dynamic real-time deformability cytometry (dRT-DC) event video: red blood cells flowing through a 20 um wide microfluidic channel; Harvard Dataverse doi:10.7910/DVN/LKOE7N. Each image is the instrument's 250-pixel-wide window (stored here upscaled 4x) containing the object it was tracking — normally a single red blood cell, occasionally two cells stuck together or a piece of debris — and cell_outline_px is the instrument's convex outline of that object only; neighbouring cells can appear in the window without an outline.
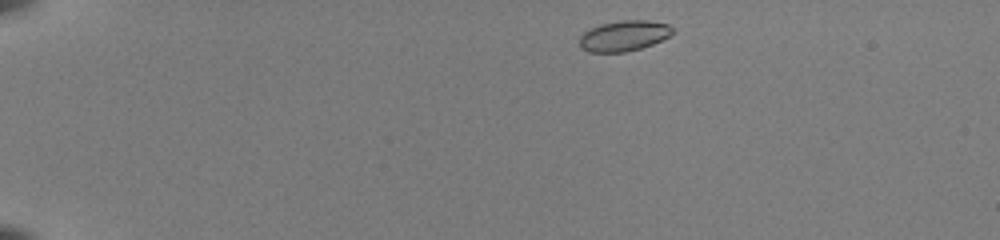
{"species": "common noctule bat (a hibernating species)", "species_latin": "Nyctalus noctula", "temperature_condition": "room temperature", "stored_images_in_passage": 43, "camera_frame_rate_fps": 3000, "um_per_image_px": 0.085, "animal": {"sex": "female", "body_mass_g": 22.0, "forearm_length_mm": 56.7}, "frame": {"image": 1, "passage_image": 1, "time_ms": 0.0, "image_size_px": [1000, 240], "cell_outline_px": [[672, 32], [668, 36], [652, 44], [640, 48], [624, 52], [588, 52], [580, 48], [580, 36], [584, 32], [600, 24], [620, 20], [648, 20], [668, 24], [672, 28]], "centroid_in_image_um": [53.0, 3.04], "position_along_channel_um": 32.0, "area_um2": 16.42}}
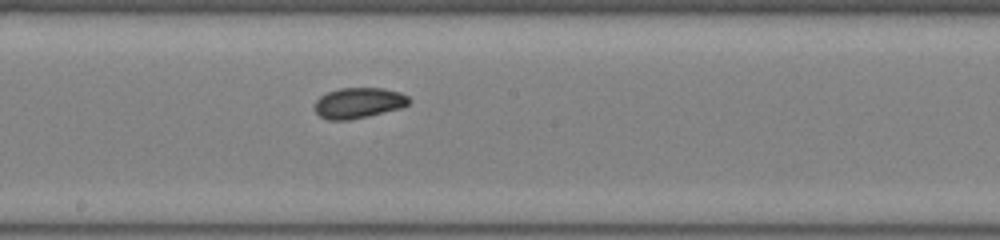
{"frame": {"image": 2, "passage_image": 22, "time_ms": 7.0, "image_size_px": [1000, 240], "cell_outline_px": [[412, 100], [404, 108], [368, 116], [348, 120], [328, 120], [320, 116], [316, 112], [316, 100], [320, 96], [328, 92], [340, 88], [384, 88], [400, 92], [408, 96]], "centroid_in_image_um": [30.53, 8.75], "position_along_channel_um": 217.7, "area_um2": 16.94}}
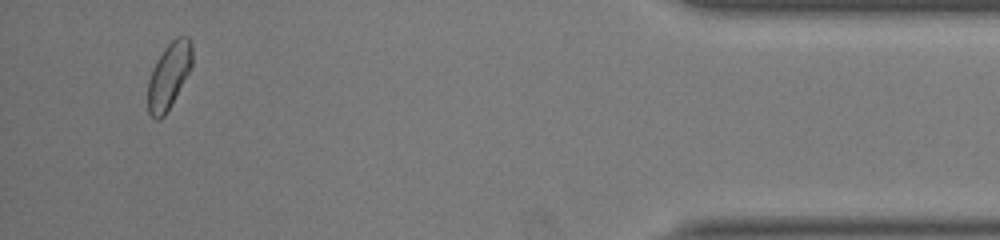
{"frame": {"image": 3, "passage_image": 41, "time_ms": 13.333, "image_size_px": [1000, 240], "cell_outline_px": [[192, 64], [188, 72], [164, 116], [160, 120], [156, 120], [148, 112], [148, 80], [152, 68], [156, 60], [164, 48], [176, 36], [188, 36], [192, 44]], "centroid_in_image_um": [14.33, 6.4], "position_along_channel_um": 420.9, "area_um2": 16.82}, "authors_computed_cell_mechanics": {"area_um2": 16.7042, "velocity_mm_per_s": 3.9907, "shape_relaxation_time_tau1_ms": 2.3173, "shape_relaxation_time_tau2_ms": 1.6329, "deformation_change_tau1": 0.0879, "deformation_change_tau2": 0.0522}}